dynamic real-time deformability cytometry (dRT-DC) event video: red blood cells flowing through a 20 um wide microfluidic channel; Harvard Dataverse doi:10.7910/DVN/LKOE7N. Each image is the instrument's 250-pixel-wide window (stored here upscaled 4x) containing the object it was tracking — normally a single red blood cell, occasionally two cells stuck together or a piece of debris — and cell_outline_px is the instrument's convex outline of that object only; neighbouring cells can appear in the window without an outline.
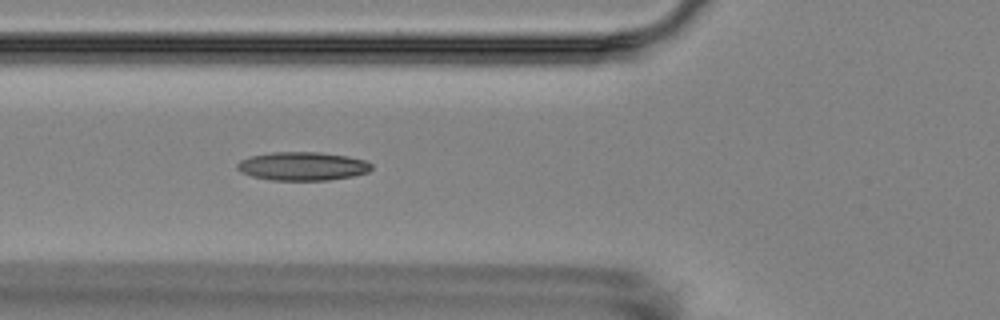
{"species": "Egyptian fruit bat (a non-hibernating species)", "species_latin": "Rousettus aegyptiacus", "temperature_condition": "room temperature", "stored_images_in_passage": 5, "camera_frame_rate_fps": 3000, "um_per_image_px": 0.085, "animal": {"sex": "female"}, "frame": {"image": 1, "passage_image": 5, "time_ms": 4.667, "image_size_px": [1000, 320], "cell_outline_px": [[372, 168], [368, 172], [352, 176], [328, 180], [272, 180], [252, 176], [240, 172], [236, 168], [236, 164], [240, 160], [252, 156], [272, 152], [320, 152], [348, 156], [364, 160], [372, 164]], "centroid_in_image_um": [25.71, 14.12], "position_along_channel_um": 100.1, "area_um2": 22.31}}